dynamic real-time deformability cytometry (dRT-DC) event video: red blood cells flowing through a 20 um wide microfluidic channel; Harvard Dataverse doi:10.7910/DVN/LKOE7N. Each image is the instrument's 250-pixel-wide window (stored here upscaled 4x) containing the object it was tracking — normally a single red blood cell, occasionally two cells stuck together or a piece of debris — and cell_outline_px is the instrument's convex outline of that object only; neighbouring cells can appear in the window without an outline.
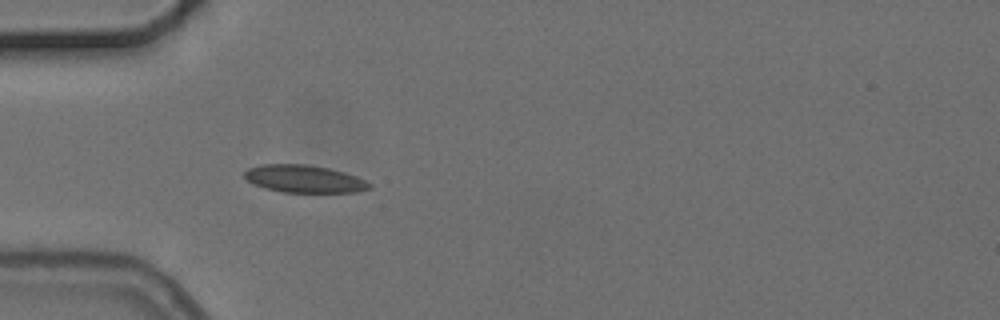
{"species": "common noctule bat (a hibernating species)", "species_latin": "Nyctalus noctula", "temperature_condition": "cold", "stored_images_in_passage": 4, "camera_frame_rate_fps": 3000, "um_per_image_px": 0.085, "animal": {"sex": "female", "body_mass_g": 24.6, "forearm_length_mm": 56.2}, "frame": {"image": 1, "passage_image": 4, "time_ms": 4.333, "image_size_px": [1000, 320], "cell_outline_px": [[372, 188], [360, 192], [284, 192], [264, 188], [252, 184], [244, 176], [244, 172], [248, 168], [260, 164], [308, 164], [328, 168], [344, 172], [356, 176], [372, 184]], "centroid_in_image_um": [25.86, 15.2], "position_along_channel_um": 59.1, "area_um2": 20.17}}